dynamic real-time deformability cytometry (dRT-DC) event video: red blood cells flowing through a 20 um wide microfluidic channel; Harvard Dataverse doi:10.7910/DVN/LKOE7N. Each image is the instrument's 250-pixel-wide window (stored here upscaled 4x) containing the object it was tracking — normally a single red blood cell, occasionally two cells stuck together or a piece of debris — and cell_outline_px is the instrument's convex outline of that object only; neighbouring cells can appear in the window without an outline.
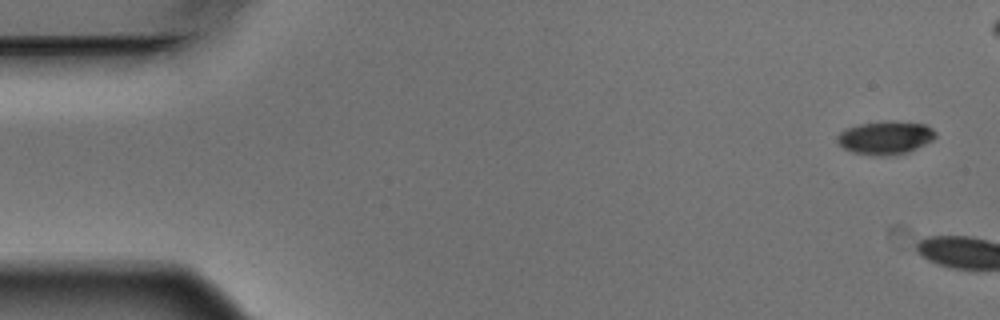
{"species": "Egyptian fruit bat (a non-hibernating species)", "species_latin": "Rousettus aegyptiacus", "temperature_condition": "warm", "stored_images_in_passage": 3, "camera_frame_rate_fps": 3000, "um_per_image_px": 0.085, "animal": {"sex": "male"}, "frame": {"image": 1, "passage_image": 1, "time_ms": 0.0, "image_size_px": [1000, 320], "cell_outline_px": [[936, 136], [932, 140], [908, 152], [892, 156], [872, 156], [852, 152], [844, 148], [836, 140], [836, 136], [840, 132], [848, 128], [860, 124], [888, 120], [892, 120], [924, 124], [932, 128], [936, 132]], "centroid_in_image_um": [75.26, 11.71], "position_along_channel_um": 9.7, "area_um2": 19.19}}